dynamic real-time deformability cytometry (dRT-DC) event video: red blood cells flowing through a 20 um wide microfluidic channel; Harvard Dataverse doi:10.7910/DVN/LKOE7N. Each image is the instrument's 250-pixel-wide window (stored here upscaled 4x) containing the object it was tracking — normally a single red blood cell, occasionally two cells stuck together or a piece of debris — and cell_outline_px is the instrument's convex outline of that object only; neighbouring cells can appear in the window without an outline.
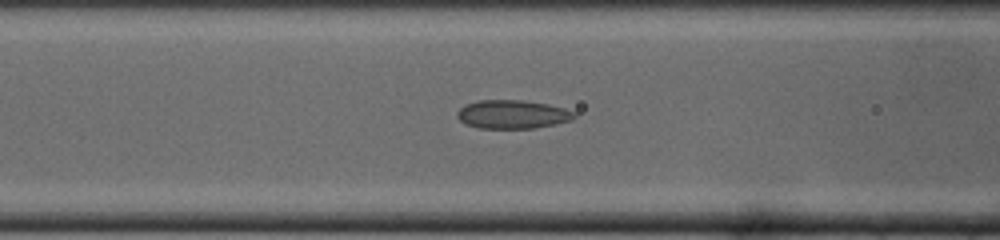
{"species": "common noctule bat (a hibernating species)", "species_latin": "Nyctalus noctula", "temperature_condition": "cold", "stored_images_in_passage": 37, "camera_frame_rate_fps": 3000, "um_per_image_px": 0.085, "animal": {"sex": "male", "body_mass_g": 19.0, "forearm_length_mm": 50.8}, "frame": {"image": 1, "passage_image": 14, "time_ms": 4.333, "image_size_px": [1000, 240], "cell_outline_px": [[576, 116], [572, 120], [556, 124], [532, 128], [480, 128], [468, 124], [460, 120], [456, 116], [456, 112], [460, 108], [468, 104], [480, 100], [524, 100], [548, 104], [564, 108], [576, 112]], "centroid_in_image_um": [43.6, 9.71], "position_along_channel_um": 123.0, "area_um2": 19.42}}
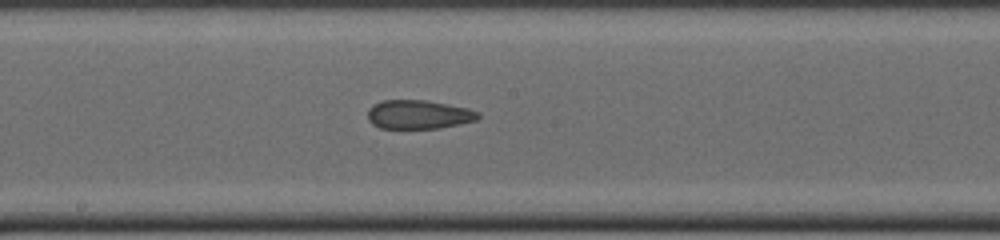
{"frame": {"image": 2, "passage_image": 19, "time_ms": 6.0, "image_size_px": [1000, 240], "cell_outline_px": [[480, 116], [476, 120], [460, 124], [440, 128], [380, 128], [372, 124], [368, 120], [368, 108], [372, 104], [380, 100], [424, 100], [448, 104], [468, 108], [480, 112]], "centroid_in_image_um": [35.56, 9.73], "position_along_channel_um": 212.6, "area_um2": 18.73}}
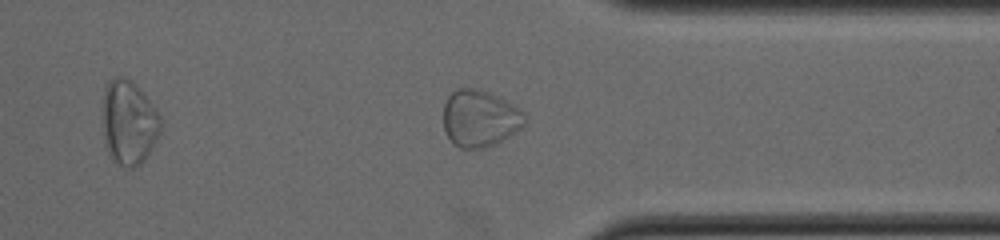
{"frame": {"image": 3, "passage_image": 28, "time_ms": 9.0, "image_size_px": [1000, 240], "cell_outline_px": [[524, 124], [520, 128], [496, 144], [484, 148], [460, 148], [452, 144], [444, 128], [444, 104], [448, 96], [456, 88], [480, 88], [520, 108], [524, 112]], "centroid_in_image_um": [40.76, 10.06], "position_along_channel_um": 370.6, "area_um2": 26.88}}